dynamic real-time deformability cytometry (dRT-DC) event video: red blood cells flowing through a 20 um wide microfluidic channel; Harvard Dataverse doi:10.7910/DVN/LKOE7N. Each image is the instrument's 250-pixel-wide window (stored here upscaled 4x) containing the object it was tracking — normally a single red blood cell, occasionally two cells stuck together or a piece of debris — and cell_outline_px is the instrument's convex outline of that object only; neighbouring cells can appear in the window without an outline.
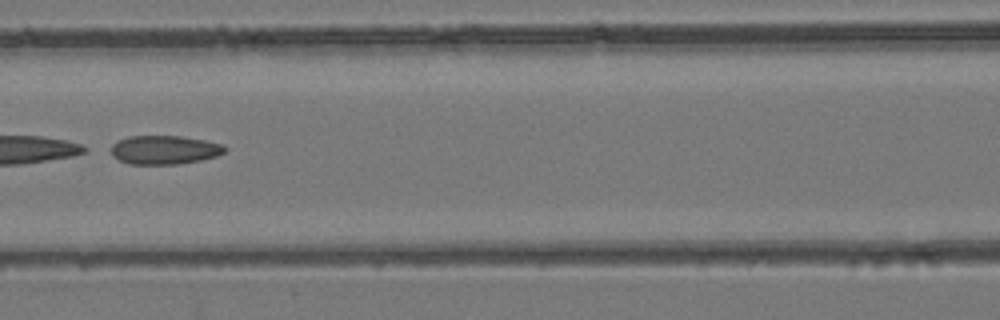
{"species": "common noctule bat (a hibernating species)", "species_latin": "Nyctalus noctula", "temperature_condition": "room temperature", "stored_images_in_passage": 5, "camera_frame_rate_fps": 3000, "um_per_image_px": 0.085, "animal": {"sex": "female", "body_mass_g": 24.6, "forearm_length_mm": 56.2}, "frame": {"image": 1, "passage_image": 5, "time_ms": 6.0, "image_size_px": [1000, 320], "cell_outline_px": [[228, 148], [224, 152], [216, 156], [200, 160], [176, 164], [128, 164], [112, 156], [112, 144], [128, 136], [180, 136], [204, 140], [224, 144]], "centroid_in_image_um": [13.99, 12.73], "position_along_channel_um": 152.6, "area_um2": 19.02}}